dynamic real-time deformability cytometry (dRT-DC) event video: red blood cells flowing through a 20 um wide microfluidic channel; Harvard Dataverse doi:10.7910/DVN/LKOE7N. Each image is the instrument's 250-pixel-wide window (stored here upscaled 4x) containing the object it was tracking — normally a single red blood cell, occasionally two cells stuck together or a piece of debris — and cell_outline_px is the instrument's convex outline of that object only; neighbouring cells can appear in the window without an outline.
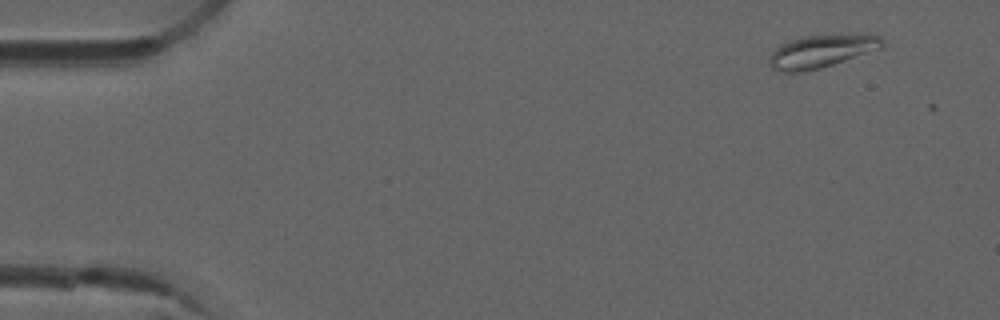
{"species": "common noctule bat (a hibernating species)", "species_latin": "Nyctalus noctula", "temperature_condition": "room temperature", "stored_images_in_passage": 2, "camera_frame_rate_fps": 3000, "um_per_image_px": 0.085, "animal": {"sex": "male", "forearm_length_mm": 52.5}, "frame": {"image": 1, "passage_image": 1, "time_ms": 0.0, "image_size_px": [1000, 320], "cell_outline_px": [[884, 48], [820, 68], [804, 72], [780, 72], [772, 68], [768, 64], [768, 60], [772, 52], [780, 44], [788, 40], [804, 36], [864, 32], [872, 32], [880, 36], [884, 40]], "centroid_in_image_um": [69.9, 4.31], "position_along_channel_um": 15.1, "area_um2": 22.48}}